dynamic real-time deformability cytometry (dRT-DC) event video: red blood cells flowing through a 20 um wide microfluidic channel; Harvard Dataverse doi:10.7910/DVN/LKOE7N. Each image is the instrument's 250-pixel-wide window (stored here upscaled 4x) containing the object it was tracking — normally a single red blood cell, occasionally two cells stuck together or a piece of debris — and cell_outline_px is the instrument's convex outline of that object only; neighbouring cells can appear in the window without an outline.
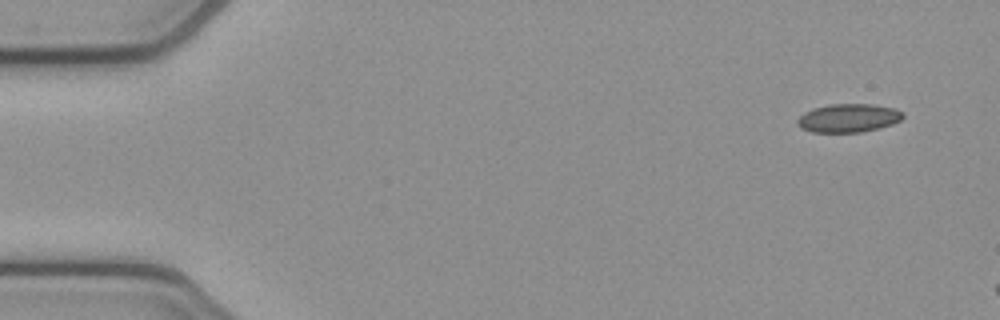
{"species": "common noctule bat (a hibernating species)", "species_latin": "Nyctalus noctula", "temperature_condition": "cold", "stored_images_in_passage": 5, "segment_of_instrument_passage": [2, 2], "camera_frame_rate_fps": 3000, "um_per_image_px": 0.085, "animal": {"sex": "female", "body_mass_g": 21.9}, "frame": {"image": 1, "passage_image": 5, "time_ms": 1.333, "image_size_px": [1000, 320], "cell_outline_px": [[904, 116], [900, 120], [892, 124], [860, 132], [812, 132], [800, 128], [796, 124], [796, 120], [804, 112], [812, 108], [828, 104], [872, 104], [896, 108], [904, 112]], "centroid_in_image_um": [72.09, 10.02], "position_along_channel_um": 12.9, "area_um2": 17.63}}